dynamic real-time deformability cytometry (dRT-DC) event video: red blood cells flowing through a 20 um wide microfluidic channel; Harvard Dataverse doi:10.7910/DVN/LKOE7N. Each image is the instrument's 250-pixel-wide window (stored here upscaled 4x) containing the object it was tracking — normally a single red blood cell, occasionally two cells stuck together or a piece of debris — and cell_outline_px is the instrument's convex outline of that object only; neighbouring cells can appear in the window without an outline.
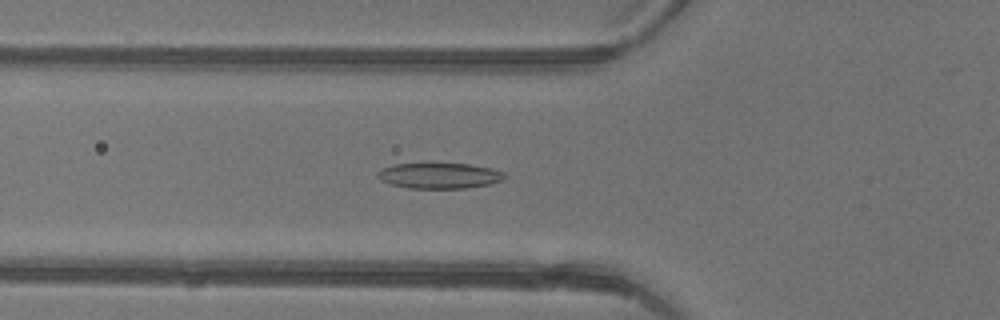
{"species": "common noctule bat (a hibernating species)", "species_latin": "Nyctalus noctula", "temperature_condition": "warm", "stored_images_in_passage": 46, "camera_frame_rate_fps": 3000, "um_per_image_px": 0.085, "animal": {"sex": "female"}, "frame": {"image": 1, "passage_image": 17, "time_ms": 5.333, "image_size_px": [1000, 320], "cell_outline_px": [[508, 176], [504, 180], [488, 184], [468, 188], [408, 188], [392, 184], [380, 180], [376, 176], [376, 172], [380, 168], [396, 164], [468, 164], [492, 168], [504, 172]], "centroid_in_image_um": [37.36, 14.93], "position_along_channel_um": 88.4, "area_um2": 19.02}}
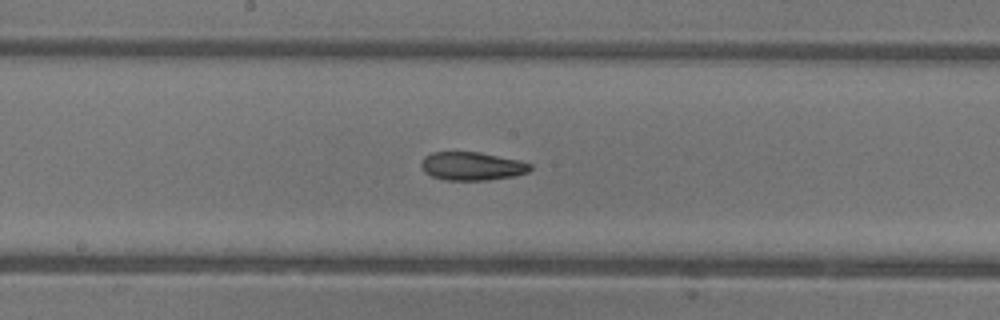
{"frame": {"image": 2, "passage_image": 25, "time_ms": 8.0, "image_size_px": [1000, 320], "cell_outline_px": [[532, 168], [528, 172], [516, 176], [488, 180], [444, 180], [432, 176], [424, 172], [420, 164], [420, 160], [424, 156], [432, 152], [480, 152], [520, 160], [532, 164]], "centroid_in_image_um": [40.12, 14.12], "position_along_channel_um": 208.1, "area_um2": 18.26}}
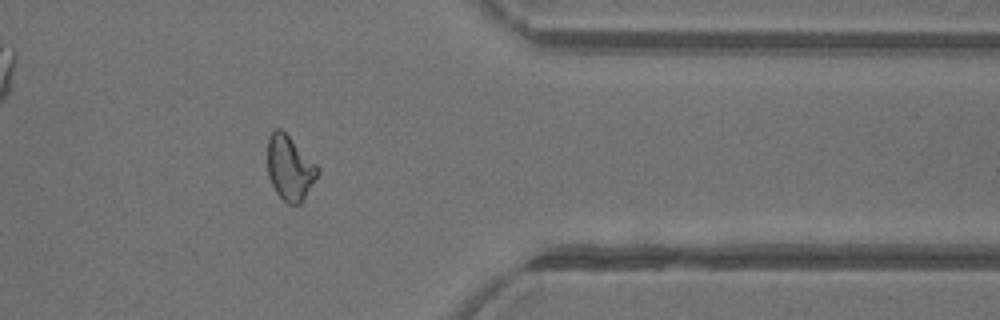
{"frame": {"image": 3, "passage_image": 38, "time_ms": 12.333, "image_size_px": [1000, 320], "cell_outline_px": [[320, 172], [300, 204], [288, 204], [276, 192], [268, 176], [268, 136], [276, 128], [280, 128], [320, 168]], "centroid_in_image_um": [24.63, 14.28], "position_along_channel_um": 386.8, "area_um2": 18.55}, "authors_computed_cell_mechanics": {"area_um2": 19.1896, "velocity_mm_per_s": 4.4462, "shape_relaxation_time_tau1_ms": 5.6455, "shape_relaxation_time_tau2_ms": 4.2106, "deformation_change_tau1": 0.1788, "deformation_change_tau2": 0.115}}